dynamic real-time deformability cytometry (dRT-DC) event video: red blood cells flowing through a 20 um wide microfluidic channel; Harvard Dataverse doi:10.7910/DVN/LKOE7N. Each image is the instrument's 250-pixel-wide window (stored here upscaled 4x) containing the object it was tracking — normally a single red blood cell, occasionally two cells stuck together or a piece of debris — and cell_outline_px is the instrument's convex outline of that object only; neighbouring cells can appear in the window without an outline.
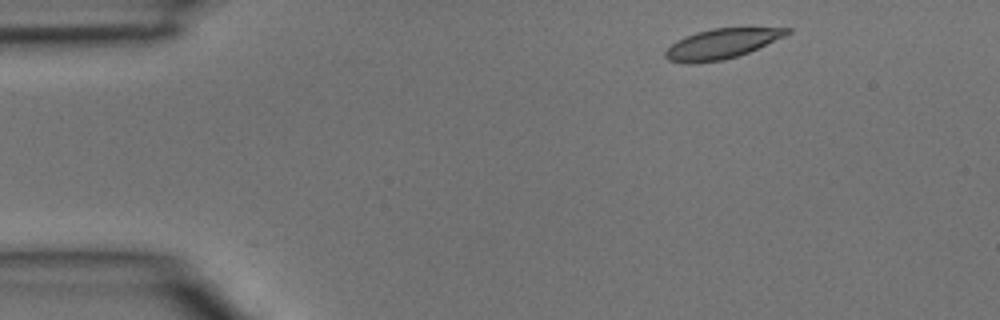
{"species": "common noctule bat (a hibernating species)", "species_latin": "Nyctalus noctula", "temperature_condition": "room temperature", "stored_images_in_passage": 4, "camera_frame_rate_fps": 3000, "um_per_image_px": 0.085, "animal": {"sex": "male", "body_mass_g": 15.6}, "frame": {"image": 1, "passage_image": 1, "time_ms": 0.0, "image_size_px": [1000, 320], "cell_outline_px": [[792, 32], [784, 36], [748, 52], [736, 56], [720, 60], [688, 64], [668, 60], [664, 56], [664, 52], [676, 40], [684, 36], [696, 32], [712, 28], [792, 28]], "centroid_in_image_um": [61.28, 3.72], "position_along_channel_um": 23.7, "area_um2": 20.98}}
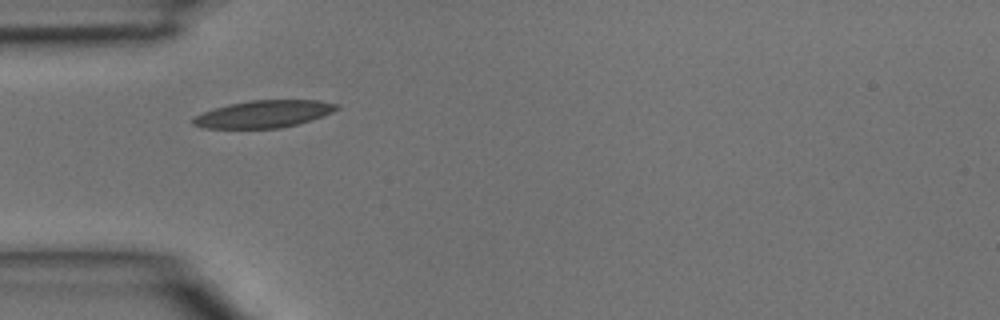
{"frame": {"image": 2, "passage_image": 3, "time_ms": 0.667, "image_size_px": [1000, 320], "cell_outline_px": [[340, 108], [332, 112], [312, 120], [280, 128], [204, 128], [192, 124], [192, 120], [196, 116], [204, 112], [228, 104], [252, 100], [316, 100], [340, 104]], "centroid_in_image_um": [22.45, 9.69], "position_along_channel_um": 62.5, "area_um2": 22.66}}